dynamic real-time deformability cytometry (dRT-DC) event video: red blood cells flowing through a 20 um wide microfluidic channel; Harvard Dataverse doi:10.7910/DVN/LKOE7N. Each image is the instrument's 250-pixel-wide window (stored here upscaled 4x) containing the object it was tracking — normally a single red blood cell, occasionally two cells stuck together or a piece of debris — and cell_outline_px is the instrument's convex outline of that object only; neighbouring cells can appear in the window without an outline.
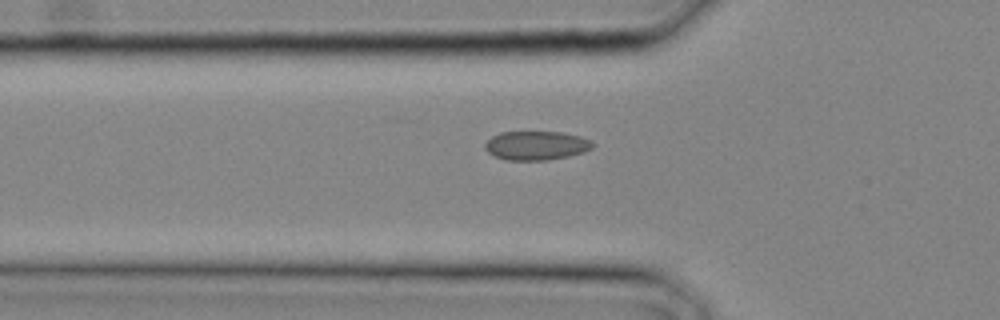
{"species": "common noctule bat (a hibernating species)", "species_latin": "Nyctalus noctula", "temperature_condition": "cold", "stored_images_in_passage": 15, "camera_frame_rate_fps": 3000, "um_per_image_px": 0.085, "animal": {"sex": "male", "body_mass_g": 20.4}, "frame": {"image": 1, "passage_image": 5, "time_ms": 1.333, "image_size_px": [1000, 320], "cell_outline_px": [[596, 144], [592, 148], [584, 152], [568, 156], [548, 160], [504, 160], [488, 152], [484, 148], [484, 144], [492, 136], [500, 132], [564, 132], [580, 136], [592, 140]], "centroid_in_image_um": [45.61, 12.36], "position_along_channel_um": 80.2, "area_um2": 18.32}}
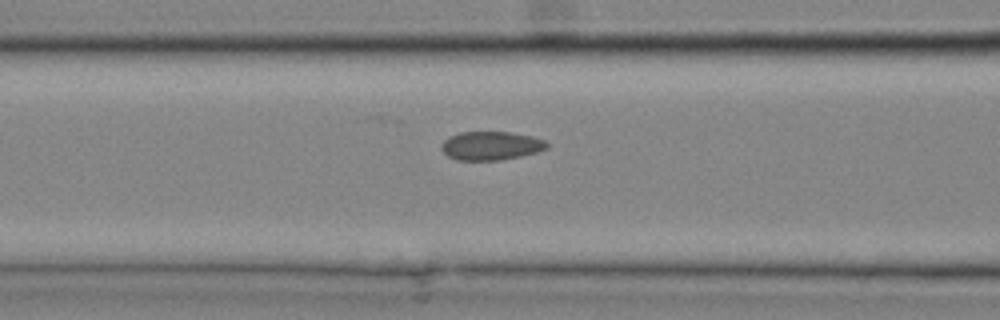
{"frame": {"image": 2, "passage_image": 7, "time_ms": 2.0, "image_size_px": [1000, 320], "cell_outline_px": [[548, 148], [536, 152], [520, 156], [500, 160], [456, 160], [448, 156], [440, 148], [440, 144], [448, 136], [460, 132], [512, 132], [532, 136], [544, 140], [548, 144]], "centroid_in_image_um": [41.7, 12.38], "position_along_channel_um": 124.9, "area_um2": 17.69}}
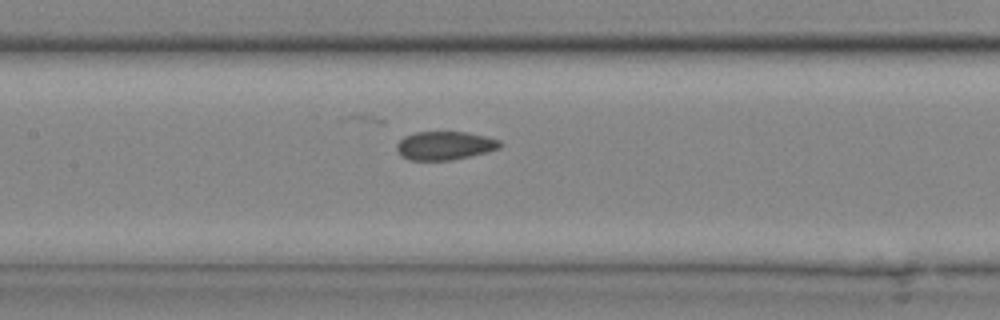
{"frame": {"image": 3, "passage_image": 9, "time_ms": 2.667, "image_size_px": [1000, 320], "cell_outline_px": [[504, 144], [500, 148], [488, 152], [452, 160], [408, 160], [400, 156], [396, 152], [396, 144], [404, 136], [416, 132], [468, 132], [500, 140]], "centroid_in_image_um": [37.8, 12.38], "position_along_channel_um": 169.6, "area_um2": 17.4}}